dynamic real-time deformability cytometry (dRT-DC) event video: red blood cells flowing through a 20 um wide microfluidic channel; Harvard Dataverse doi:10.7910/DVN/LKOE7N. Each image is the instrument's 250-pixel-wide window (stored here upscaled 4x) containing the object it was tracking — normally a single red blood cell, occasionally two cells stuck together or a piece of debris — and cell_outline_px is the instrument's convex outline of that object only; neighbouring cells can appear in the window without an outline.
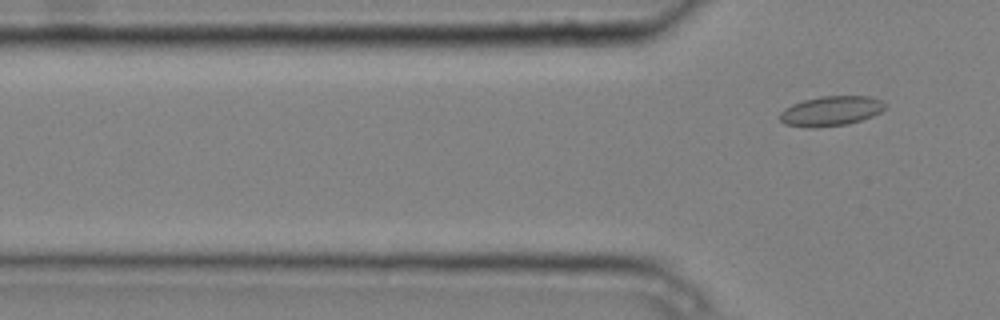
{"species": "common noctule bat (a hibernating species)", "species_latin": "Nyctalus noctula", "temperature_condition": "cold", "stored_images_in_passage": 6, "camera_frame_rate_fps": 3000, "um_per_image_px": 0.085, "animal": {"sex": "male", "body_mass_g": 20.4}, "frame": {"image": 1, "passage_image": 6, "time_ms": 1.667, "image_size_px": [1000, 320], "cell_outline_px": [[888, 104], [880, 112], [872, 116], [848, 124], [816, 128], [808, 128], [784, 124], [780, 120], [780, 112], [784, 108], [792, 104], [804, 100], [820, 96], [868, 96], [880, 100]], "centroid_in_image_um": [70.61, 9.44], "position_along_channel_um": 55.2, "area_um2": 18.38}}